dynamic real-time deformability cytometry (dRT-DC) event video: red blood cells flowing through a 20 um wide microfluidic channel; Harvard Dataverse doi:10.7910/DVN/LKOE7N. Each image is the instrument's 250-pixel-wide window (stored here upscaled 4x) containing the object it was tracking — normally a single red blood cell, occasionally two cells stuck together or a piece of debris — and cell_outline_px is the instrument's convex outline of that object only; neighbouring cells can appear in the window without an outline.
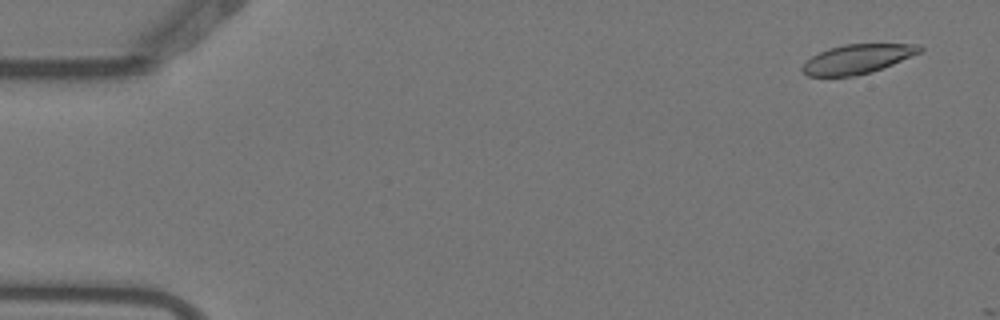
{"species": "Egyptian fruit bat (a non-hibernating species)", "species_latin": "Rousettus aegyptiacus", "temperature_condition": "warm", "stored_images_in_passage": 2, "camera_frame_rate_fps": 3000, "um_per_image_px": 0.085, "animal": {"sex": "female"}, "frame": {"image": 1, "passage_image": 1, "time_ms": 0.0, "image_size_px": [1000, 320], "cell_outline_px": [[924, 48], [920, 52], [892, 64], [872, 72], [856, 76], [808, 76], [800, 68], [812, 56], [828, 48], [844, 44], [920, 44]], "centroid_in_image_um": [72.88, 5.01], "position_along_channel_um": 12.1, "area_um2": 19.88}}